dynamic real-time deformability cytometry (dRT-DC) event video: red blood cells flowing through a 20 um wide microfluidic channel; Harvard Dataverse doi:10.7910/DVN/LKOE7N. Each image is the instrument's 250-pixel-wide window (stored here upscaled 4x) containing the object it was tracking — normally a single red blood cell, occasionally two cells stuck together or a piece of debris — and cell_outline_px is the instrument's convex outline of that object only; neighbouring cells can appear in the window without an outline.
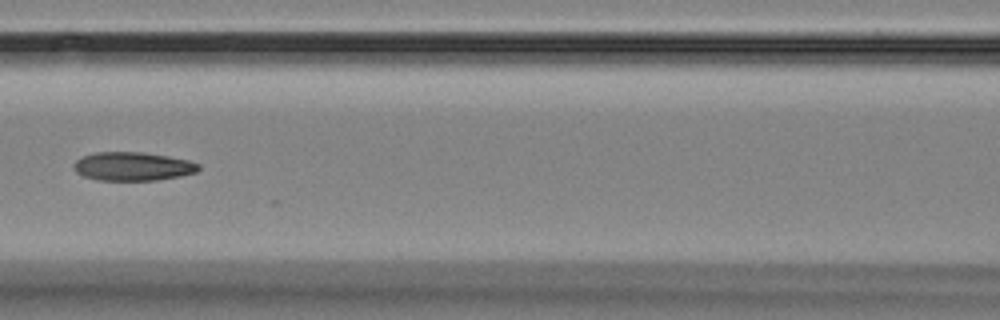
{"species": "Egyptian fruit bat (a non-hibernating species)", "species_latin": "Rousettus aegyptiacus", "temperature_condition": "room temperature", "stored_images_in_passage": 6, "camera_frame_rate_fps": 3000, "um_per_image_px": 0.085, "animal": {"sex": "female"}, "frame": {"image": 1, "passage_image": 4, "time_ms": 3.333, "image_size_px": [1000, 320], "cell_outline_px": [[200, 168], [196, 172], [180, 176], [156, 180], [100, 180], [84, 176], [76, 172], [72, 168], [72, 164], [76, 160], [84, 156], [96, 152], [144, 152], [168, 156], [188, 160], [200, 164]], "centroid_in_image_um": [11.28, 14.14], "position_along_channel_um": 155.3, "area_um2": 20.81}}
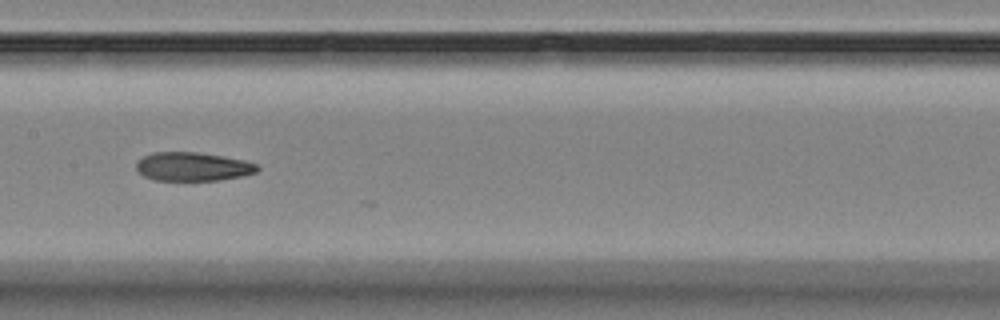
{"frame": {"image": 2, "passage_image": 5, "time_ms": 4.333, "image_size_px": [1000, 320], "cell_outline_px": [[260, 168], [256, 172], [240, 176], [220, 180], [152, 180], [144, 176], [136, 168], [136, 164], [144, 156], [152, 152], [196, 152], [244, 160], [256, 164]], "centroid_in_image_um": [16.37, 14.16], "position_along_channel_um": 191.0, "area_um2": 20.0}}